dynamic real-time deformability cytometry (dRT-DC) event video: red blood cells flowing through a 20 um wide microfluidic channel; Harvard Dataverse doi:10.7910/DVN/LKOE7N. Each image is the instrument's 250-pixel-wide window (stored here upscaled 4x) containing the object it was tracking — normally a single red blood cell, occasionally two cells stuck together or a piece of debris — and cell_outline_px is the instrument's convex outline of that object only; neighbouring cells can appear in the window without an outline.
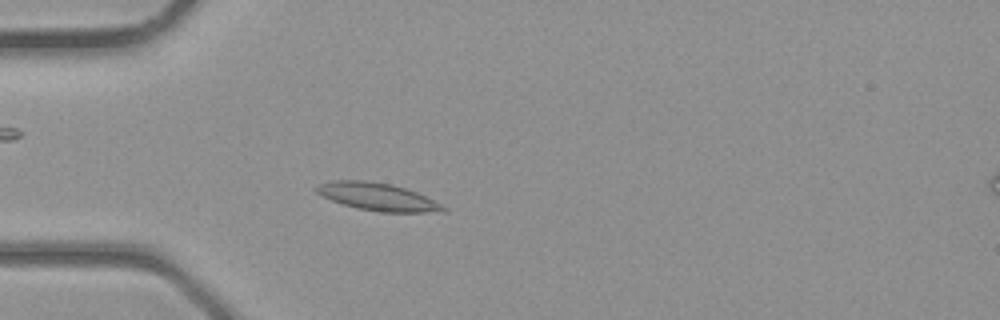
{"species": "common noctule bat (a hibernating species)", "species_latin": "Nyctalus noctula", "temperature_condition": "room temperature", "stored_images_in_passage": 35, "camera_frame_rate_fps": 3000, "um_per_image_px": 0.085, "animal": {"sex": "male", "body_mass_g": 23.1, "forearm_length_mm": 52.7}, "frame": {"image": 1, "passage_image": 7, "time_ms": 2.0, "image_size_px": [1000, 320], "cell_outline_px": [[448, 208], [444, 212], [380, 212], [356, 208], [332, 200], [316, 192], [312, 188], [320, 184], [332, 180], [364, 180], [392, 184], [416, 192]], "centroid_in_image_um": [32.07, 16.72], "position_along_channel_um": 52.9, "area_um2": 20.23}}
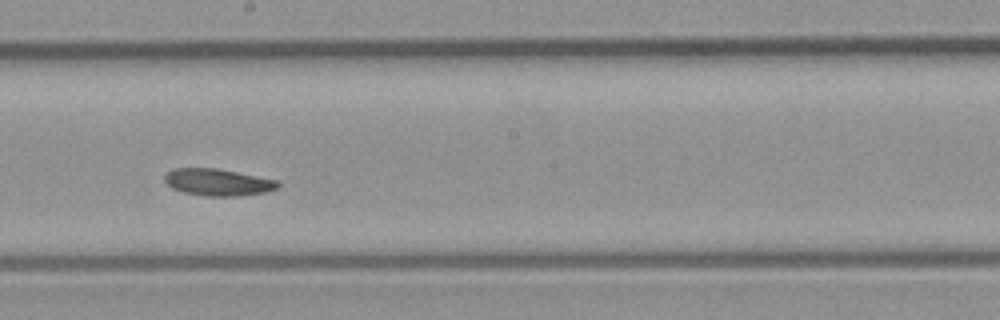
{"frame": {"image": 2, "passage_image": 18, "time_ms": 5.667, "image_size_px": [1000, 320], "cell_outline_px": [[280, 184], [276, 188], [264, 192], [240, 196], [204, 196], [184, 192], [172, 188], [164, 180], [164, 176], [172, 168], [216, 168], [276, 180]], "centroid_in_image_um": [18.48, 15.49], "position_along_channel_um": 229.7, "area_um2": 17.57}}
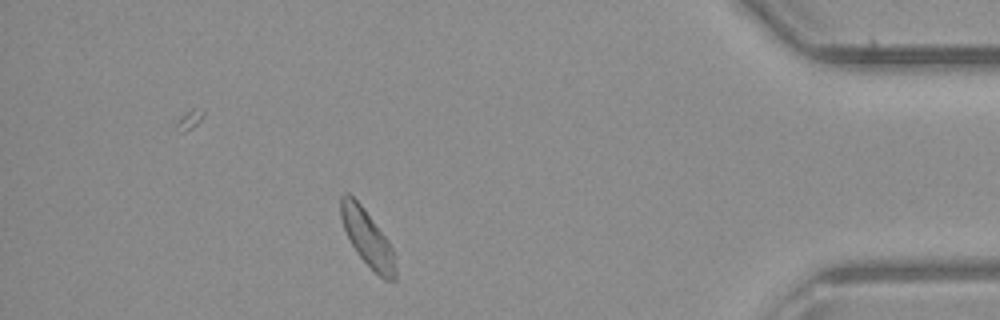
{"frame": {"image": 3, "passage_image": 31, "time_ms": 10.0, "image_size_px": [1000, 320], "cell_outline_px": [[396, 280], [384, 280], [356, 252], [344, 228], [340, 216], [340, 196], [344, 192], [348, 192], [360, 204], [388, 240], [392, 248], [396, 268]], "centroid_in_image_um": [31.22, 20.21], "position_along_channel_um": 404.0, "area_um2": 17.57}}